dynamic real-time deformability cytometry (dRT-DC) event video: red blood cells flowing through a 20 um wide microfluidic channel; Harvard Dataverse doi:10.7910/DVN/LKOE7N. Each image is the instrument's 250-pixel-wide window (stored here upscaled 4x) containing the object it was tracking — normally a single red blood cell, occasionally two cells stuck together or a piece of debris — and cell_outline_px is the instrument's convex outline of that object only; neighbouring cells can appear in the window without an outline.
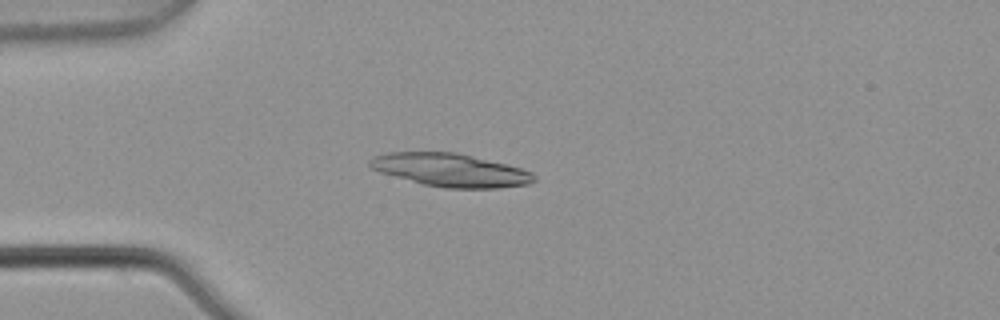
{"species": "common noctule bat (a hibernating species)", "species_latin": "Nyctalus noctula", "temperature_condition": "warm", "stored_images_in_passage": 3, "camera_frame_rate_fps": 3000, "um_per_image_px": 0.085, "animal": {"sex": "male", "body_mass_g": 21.5, "forearm_length_mm": 52.0}, "frame": {"image": 1, "passage_image": 3, "time_ms": 0.667, "image_size_px": [1000, 320], "cell_outline_px": [[536, 180], [528, 184], [500, 188], [444, 188], [424, 184], [380, 172], [372, 168], [368, 164], [368, 160], [376, 156], [388, 152], [456, 152], [520, 168], [532, 172], [536, 176]], "centroid_in_image_um": [38.3, 14.46], "position_along_channel_um": 46.7, "area_um2": 31.39}}